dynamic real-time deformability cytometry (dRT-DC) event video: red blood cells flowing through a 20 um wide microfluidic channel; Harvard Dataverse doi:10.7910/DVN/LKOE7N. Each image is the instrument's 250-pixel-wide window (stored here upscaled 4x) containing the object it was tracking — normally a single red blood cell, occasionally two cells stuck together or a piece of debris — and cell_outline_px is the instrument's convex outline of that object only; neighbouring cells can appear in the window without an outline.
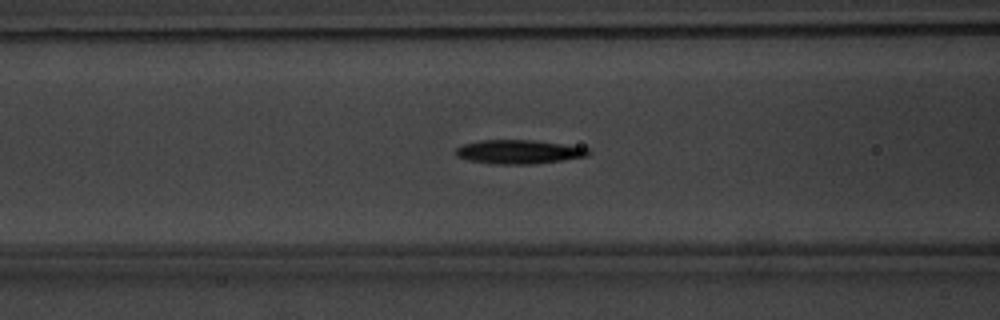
{"species": "common noctule bat (a hibernating species)", "species_latin": "Nyctalus noctula", "temperature_condition": "warm", "stored_images_in_passage": 40, "camera_frame_rate_fps": 3000, "um_per_image_px": 0.085, "animal": {"sex": "male", "body_mass_g": 20.1, "forearm_length_mm": 53.5}, "frame": {"image": 1, "passage_image": 8, "time_ms": 2.333, "image_size_px": [1000, 320], "cell_outline_px": [[592, 152], [588, 156], [532, 164], [496, 164], [468, 160], [456, 156], [452, 152], [456, 148], [464, 144], [480, 140], [532, 140], [588, 148]], "centroid_in_image_um": [44.05, 12.9], "position_along_channel_um": 122.6, "area_um2": 18.38}}
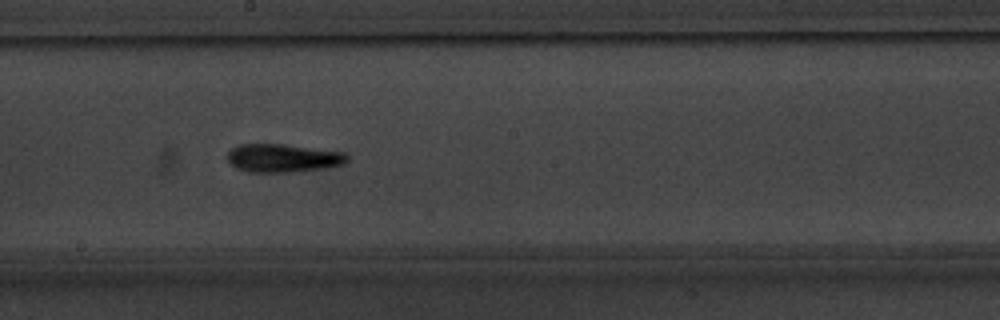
{"frame": {"image": 2, "passage_image": 16, "time_ms": 5.0, "image_size_px": [1000, 320], "cell_outline_px": [[348, 160], [344, 164], [324, 168], [288, 172], [248, 172], [236, 168], [228, 160], [228, 152], [232, 148], [240, 144], [280, 144], [344, 152], [348, 156]], "centroid_in_image_um": [24.04, 13.44], "position_along_channel_um": 224.2, "area_um2": 19.54}}
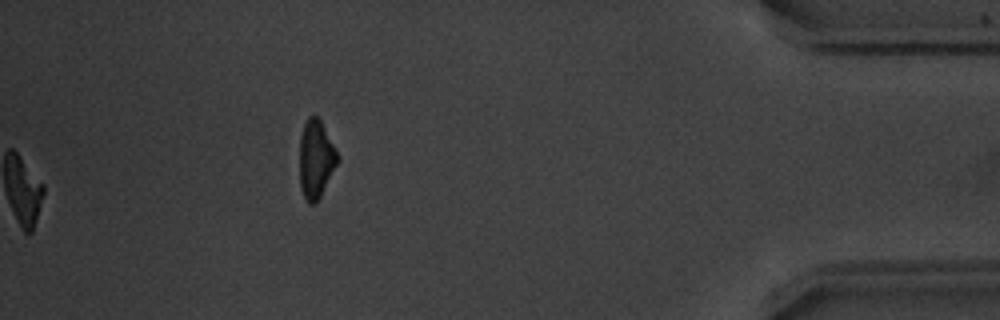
{"frame": {"image": 3, "passage_image": 40, "time_ms": 13.0, "image_size_px": [1000, 320], "cell_outline_px": [[340, 160], [316, 204], [308, 204], [300, 188], [300, 136], [304, 124], [308, 116], [316, 116], [320, 120]], "centroid_in_image_um": [26.84, 13.57], "position_along_channel_um": 408.4, "area_um2": 17.11}, "authors_computed_cell_mechanics": {"area_um2": 18.0047, "velocity_mm_per_s": 3.8129, "shape_relaxation_time_tau1_ms": 2.277, "shape_relaxation_time_tau2_ms": 4.1185, "deformation_change_tau1": 0.1593, "deformation_change_tau2": 0.1358}}